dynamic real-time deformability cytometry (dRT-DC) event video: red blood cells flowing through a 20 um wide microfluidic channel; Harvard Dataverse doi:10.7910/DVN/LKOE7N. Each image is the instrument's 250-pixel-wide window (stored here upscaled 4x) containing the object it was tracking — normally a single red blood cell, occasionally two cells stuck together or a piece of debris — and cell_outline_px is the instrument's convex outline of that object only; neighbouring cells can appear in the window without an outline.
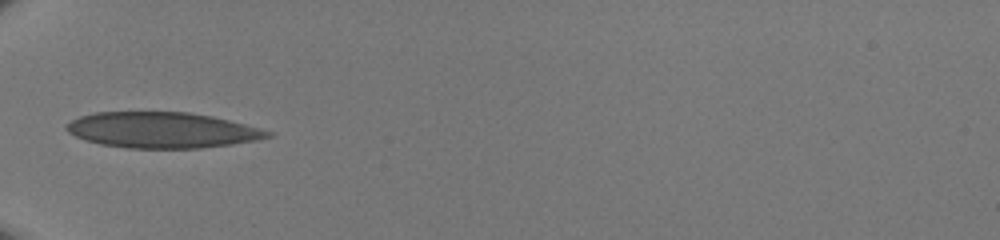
{"species": "human", "species_latin": "Homo sapiens", "temperature_condition": "room temperature", "stored_images_in_passage": 31, "camera_frame_rate_fps": 3000, "um_per_image_px": 0.085, "donor": {"sex": "male"}, "frame": {"image": 1, "passage_image": 1, "time_ms": 0.0, "image_size_px": [1000, 240], "cell_outline_px": [[276, 132], [272, 136], [256, 140], [232, 144], [200, 148], [128, 148], [100, 144], [84, 140], [68, 132], [64, 128], [72, 120], [80, 116], [96, 112], [188, 112], [212, 116]], "centroid_in_image_um": [13.79, 11.06], "position_along_channel_um": 71.2, "area_um2": 41.91}}
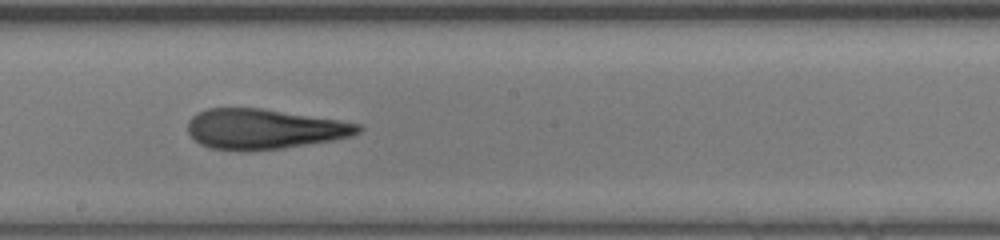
{"frame": {"image": 2, "passage_image": 12, "time_ms": 3.667, "image_size_px": [1000, 240], "cell_outline_px": [[364, 128], [360, 132], [352, 136], [332, 140], [280, 148], [248, 152], [208, 148], [200, 144], [188, 132], [188, 120], [196, 112], [208, 108], [260, 108], [340, 120], [360, 124]], "centroid_in_image_um": [22.42, 10.97], "position_along_channel_um": 225.8, "area_um2": 40.0}}
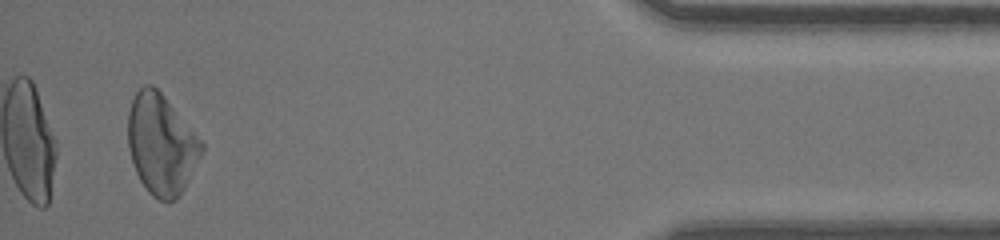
{"frame": {"image": 3, "passage_image": 29, "time_ms": 9.333, "image_size_px": [1000, 240], "cell_outline_px": [[204, 152], [184, 188], [176, 200], [160, 200], [152, 196], [148, 192], [140, 180], [136, 172], [128, 148], [128, 112], [132, 100], [136, 92], [144, 84], [152, 84], [164, 96], [204, 144]], "centroid_in_image_um": [13.7, 12.28], "position_along_channel_um": 421.5, "area_um2": 42.77}}